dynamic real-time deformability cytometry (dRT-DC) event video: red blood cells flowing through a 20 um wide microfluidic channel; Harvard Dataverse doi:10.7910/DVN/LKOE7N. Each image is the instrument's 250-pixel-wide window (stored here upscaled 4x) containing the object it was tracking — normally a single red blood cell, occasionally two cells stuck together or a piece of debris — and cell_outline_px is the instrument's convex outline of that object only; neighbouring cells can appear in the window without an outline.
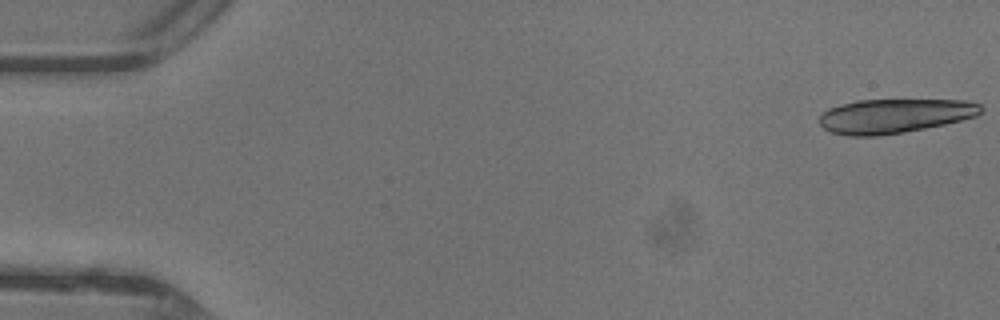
{"species": "common noctule bat (a hibernating species)", "species_latin": "Nyctalus noctula", "temperature_condition": "warm", "stored_images_in_passage": 16, "camera_frame_rate_fps": 3000, "um_per_image_px": 0.085, "animal": {"sex": "female"}, "frame": {"image": 1, "passage_image": 1, "time_ms": 0.0, "image_size_px": [1000, 320], "cell_outline_px": [[984, 108], [976, 116], [944, 124], [904, 132], [876, 136], [848, 136], [832, 132], [824, 128], [820, 124], [820, 116], [828, 108], [856, 100], [964, 100], [980, 104]], "centroid_in_image_um": [76.02, 9.85], "position_along_channel_um": 9.0, "area_um2": 32.08}}